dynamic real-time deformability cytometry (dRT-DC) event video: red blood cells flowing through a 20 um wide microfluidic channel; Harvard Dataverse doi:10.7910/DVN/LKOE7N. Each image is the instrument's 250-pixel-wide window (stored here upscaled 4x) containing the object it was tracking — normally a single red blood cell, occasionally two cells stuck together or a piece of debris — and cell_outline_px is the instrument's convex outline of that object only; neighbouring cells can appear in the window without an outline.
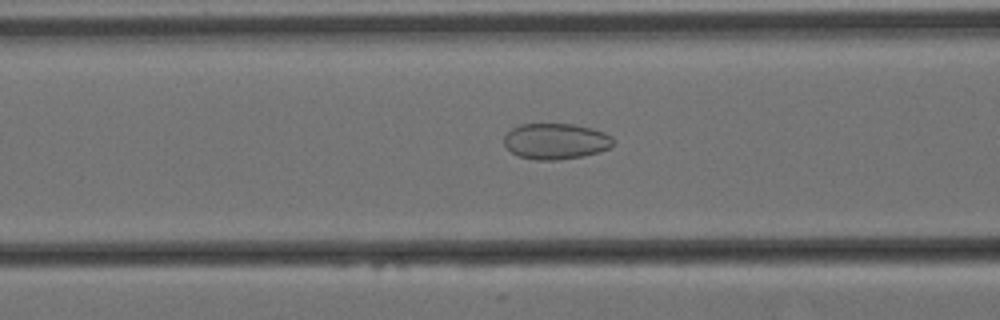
{"species": "Egyptian fruit bat (a non-hibernating species)", "species_latin": "Rousettus aegyptiacus", "temperature_condition": "cold", "stored_images_in_passage": 57, "camera_frame_rate_fps": 3000, "um_per_image_px": 0.085, "animal": {"sex": "female"}, "frame": {"image": 1, "passage_image": 21, "time_ms": 6.667, "image_size_px": [1000, 320], "cell_outline_px": [[612, 144], [608, 148], [600, 152], [580, 156], [556, 160], [536, 160], [520, 156], [512, 152], [504, 144], [504, 136], [512, 128], [520, 124], [572, 124], [592, 128], [604, 132], [612, 136]], "centroid_in_image_um": [47.23, 12.0], "position_along_channel_um": 119.4, "area_um2": 22.66}}
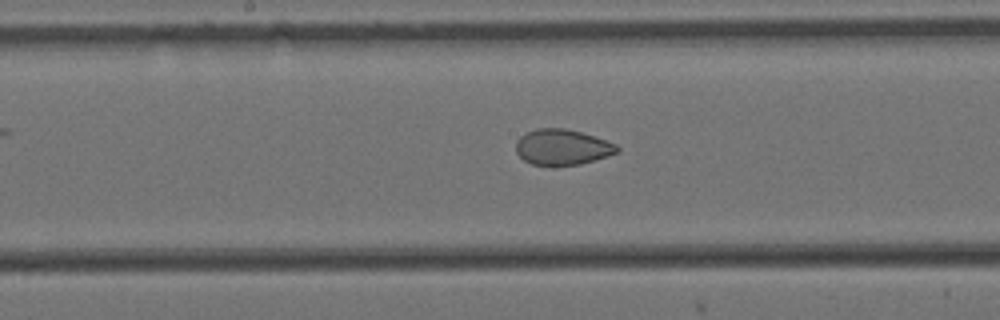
{"frame": {"image": 2, "passage_image": 28, "time_ms": 9.0, "image_size_px": [1000, 320], "cell_outline_px": [[620, 152], [608, 156], [580, 164], [532, 164], [524, 160], [516, 152], [516, 140], [520, 136], [536, 128], [564, 128], [580, 132], [616, 144], [620, 148]], "centroid_in_image_um": [47.79, 12.49], "position_along_channel_um": 200.4, "area_um2": 20.69}}
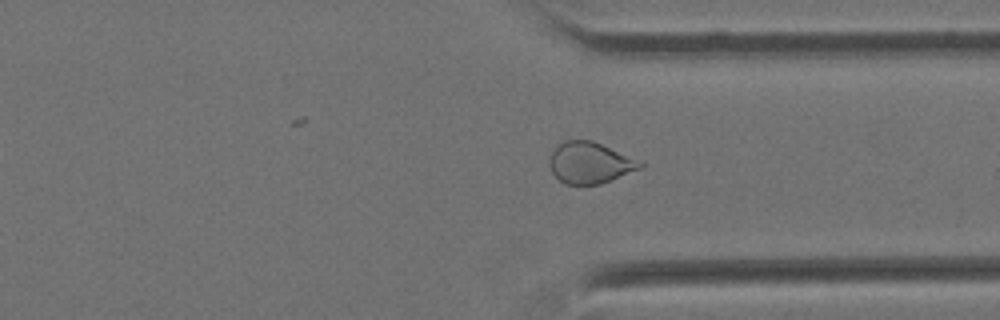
{"frame": {"image": 3, "passage_image": 42, "time_ms": 13.667, "image_size_px": [1000, 320], "cell_outline_px": [[644, 164], [640, 168], [600, 184], [564, 184], [552, 172], [548, 164], [548, 160], [552, 152], [564, 140], [592, 140], [644, 160]], "centroid_in_image_um": [50.17, 13.82], "position_along_channel_um": 361.2, "area_um2": 21.96}, "authors_computed_cell_mechanics": {"area_um2": 24.4494, "velocity_mm_per_s": 3.4611, "shape_relaxation_time_tau1_ms": null, "shape_relaxation_time_tau2_ms": 1.7911, "deformation_change_tau1": null, "deformation_change_tau2": 0.0586}}